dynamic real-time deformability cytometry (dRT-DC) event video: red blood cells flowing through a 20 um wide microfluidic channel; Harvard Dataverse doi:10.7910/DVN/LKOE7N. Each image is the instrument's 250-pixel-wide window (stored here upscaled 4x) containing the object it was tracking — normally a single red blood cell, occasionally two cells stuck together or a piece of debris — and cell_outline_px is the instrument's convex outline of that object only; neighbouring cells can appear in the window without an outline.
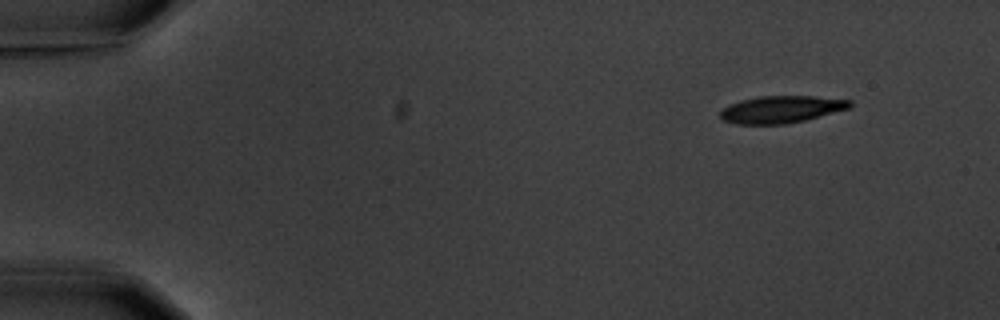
{"species": "common noctule bat (a hibernating species)", "species_latin": "Nyctalus noctula", "temperature_condition": "warm", "stored_images_in_passage": 5, "camera_frame_rate_fps": 3000, "um_per_image_px": 0.085, "animal": {"sex": "male", "body_mass_g": 20.1, "forearm_length_mm": 53.5}, "frame": {"image": 1, "passage_image": 1, "time_ms": 0.0, "image_size_px": [1000, 320], "cell_outline_px": [[852, 104], [848, 108], [804, 120], [784, 124], [736, 124], [724, 120], [720, 116], [720, 108], [728, 104], [740, 100], [760, 96], [812, 96], [852, 100]], "centroid_in_image_um": [66.34, 9.29], "position_along_channel_um": 18.7, "area_um2": 20.4}}
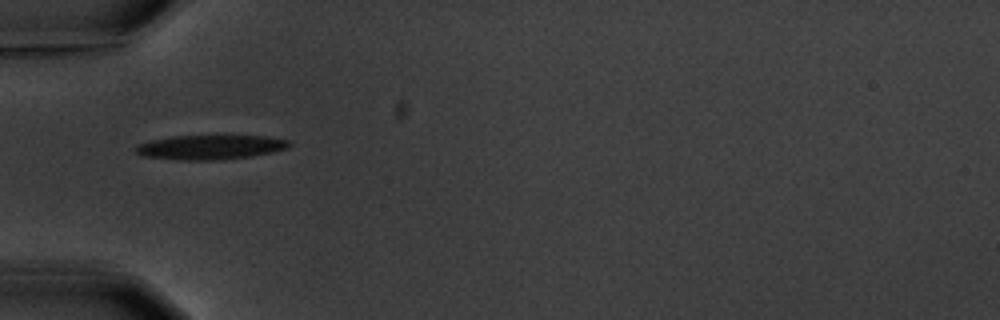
{"frame": {"image": 2, "passage_image": 4, "time_ms": 4.333, "image_size_px": [1000, 320], "cell_outline_px": [[292, 144], [288, 148], [272, 152], [252, 156], [220, 160], [180, 160], [140, 156], [136, 152], [136, 144], [152, 140], [172, 136], [264, 136], [288, 140]], "centroid_in_image_um": [17.86, 12.52], "position_along_channel_um": 67.1, "area_um2": 21.91}}